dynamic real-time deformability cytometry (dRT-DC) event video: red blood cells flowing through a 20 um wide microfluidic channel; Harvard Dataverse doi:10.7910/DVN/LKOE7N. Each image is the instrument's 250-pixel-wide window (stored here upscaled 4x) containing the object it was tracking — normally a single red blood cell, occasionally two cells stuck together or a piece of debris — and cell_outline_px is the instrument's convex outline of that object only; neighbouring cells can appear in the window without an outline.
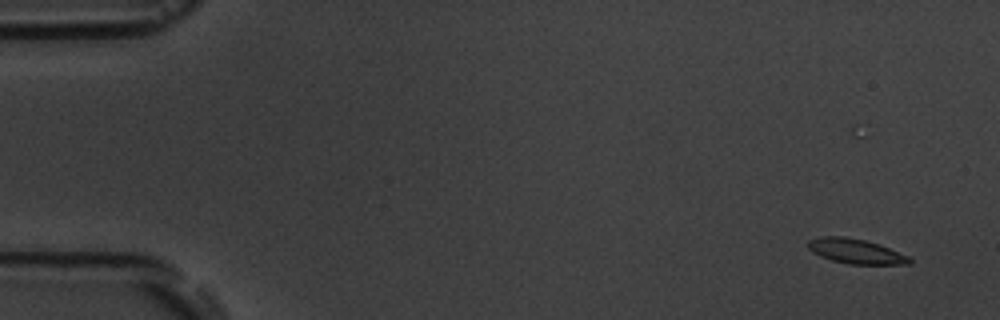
{"species": "common noctule bat (a hibernating species)", "species_latin": "Nyctalus noctula", "temperature_condition": "room temperature", "stored_images_in_passage": 6, "camera_frame_rate_fps": 3000, "um_per_image_px": 0.085, "animal": {"sex": "male", "body_mass_g": 19.5, "forearm_length_mm": 54.6}, "frame": {"image": 1, "passage_image": 2, "time_ms": 1.333, "image_size_px": [1000, 320], "cell_outline_px": [[912, 264], [848, 264], [832, 260], [820, 256], [812, 252], [808, 248], [808, 240], [820, 236], [844, 236], [864, 240], [880, 244], [908, 256], [912, 260]], "centroid_in_image_um": [72.73, 21.35], "position_along_channel_um": 12.3, "area_um2": 14.68}}
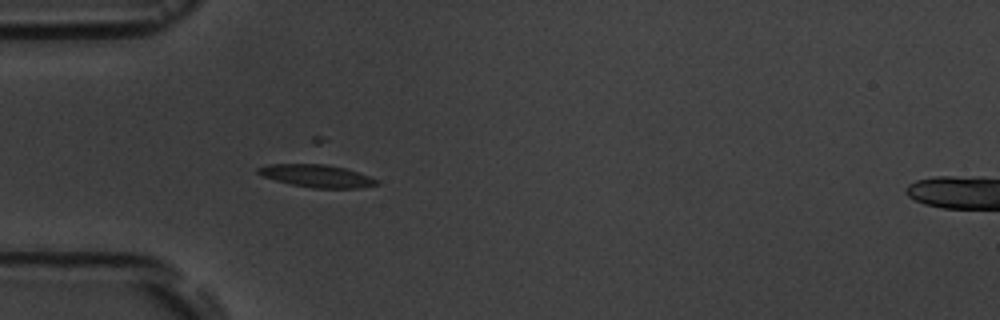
{"frame": {"image": 2, "passage_image": 6, "time_ms": 6.0, "image_size_px": [1000, 320], "cell_outline_px": [[380, 184], [360, 188], [312, 188], [292, 184], [276, 180], [264, 176], [256, 172], [256, 168], [268, 164], [316, 160], [344, 168], [380, 180]], "centroid_in_image_um": [26.89, 14.89], "position_along_channel_um": 58.1, "area_um2": 16.47}}